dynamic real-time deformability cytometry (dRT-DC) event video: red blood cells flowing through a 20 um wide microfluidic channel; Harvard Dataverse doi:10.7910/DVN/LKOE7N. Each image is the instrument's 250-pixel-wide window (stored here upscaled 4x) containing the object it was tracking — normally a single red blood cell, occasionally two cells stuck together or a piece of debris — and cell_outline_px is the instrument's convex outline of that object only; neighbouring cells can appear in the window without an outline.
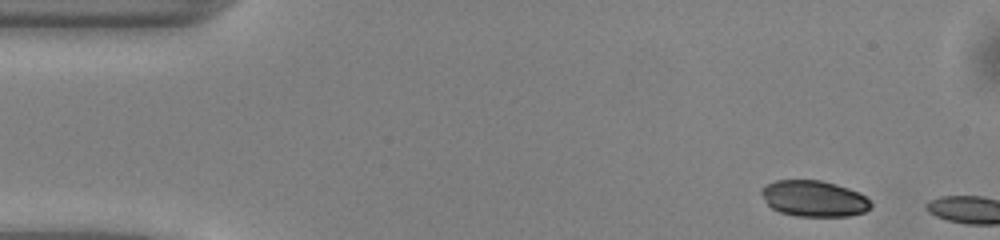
{"species": "common noctule bat (a hibernating species)", "species_latin": "Nyctalus noctula", "temperature_condition": "warm", "stored_images_in_passage": 4, "camera_frame_rate_fps": 3000, "um_per_image_px": 0.085, "animal": {"sex": "male", "body_mass_g": 13.0, "forearm_length_mm": 53.1}, "frame": {"image": 1, "passage_image": 1, "time_ms": 0.0, "image_size_px": [1000, 240], "cell_outline_px": [[872, 204], [864, 212], [848, 216], [796, 216], [780, 212], [772, 208], [768, 204], [760, 192], [760, 188], [764, 184], [776, 180], [820, 180], [836, 184], [860, 192]], "centroid_in_image_um": [69.15, 16.87], "position_along_channel_um": 15.9, "area_um2": 23.0}}